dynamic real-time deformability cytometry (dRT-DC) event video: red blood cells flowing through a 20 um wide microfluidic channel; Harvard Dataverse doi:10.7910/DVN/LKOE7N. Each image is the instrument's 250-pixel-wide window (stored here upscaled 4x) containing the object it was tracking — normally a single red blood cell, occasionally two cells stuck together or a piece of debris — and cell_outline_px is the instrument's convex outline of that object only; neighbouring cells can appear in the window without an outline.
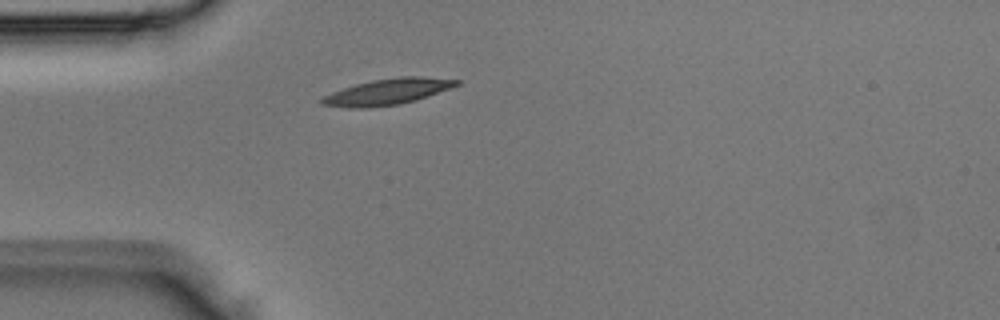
{"species": "Egyptian fruit bat (a non-hibernating species)", "species_latin": "Rousettus aegyptiacus", "temperature_condition": "room temperature", "stored_images_in_passage": 2, "camera_frame_rate_fps": 3000, "um_per_image_px": 0.085, "animal": {"sex": "male"}, "frame": {"image": 1, "passage_image": 2, "time_ms": 0.333, "image_size_px": [1000, 320], "cell_outline_px": [[460, 84], [416, 100], [400, 104], [364, 108], [348, 108], [320, 104], [320, 100], [324, 96], [332, 92], [356, 84], [372, 80], [400, 76], [420, 76], [460, 80]], "centroid_in_image_um": [32.92, 7.8], "position_along_channel_um": 52.1, "area_um2": 20.23}}